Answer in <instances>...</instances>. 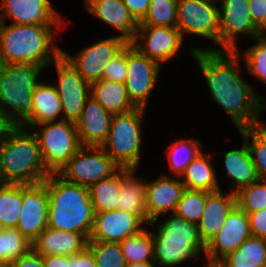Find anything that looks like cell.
Returning <instances> with one entry per match:
<instances>
[{"label": "cell", "mask_w": 266, "mask_h": 267, "mask_svg": "<svg viewBox=\"0 0 266 267\" xmlns=\"http://www.w3.org/2000/svg\"><path fill=\"white\" fill-rule=\"evenodd\" d=\"M194 47L190 53L205 78L210 96L233 120L238 130L261 124L260 96L243 80L236 51Z\"/></svg>", "instance_id": "6da1fadb"}, {"label": "cell", "mask_w": 266, "mask_h": 267, "mask_svg": "<svg viewBox=\"0 0 266 267\" xmlns=\"http://www.w3.org/2000/svg\"><path fill=\"white\" fill-rule=\"evenodd\" d=\"M64 26L0 22V64L24 62L47 68L62 54L53 31Z\"/></svg>", "instance_id": "7a4b0ae2"}, {"label": "cell", "mask_w": 266, "mask_h": 267, "mask_svg": "<svg viewBox=\"0 0 266 267\" xmlns=\"http://www.w3.org/2000/svg\"><path fill=\"white\" fill-rule=\"evenodd\" d=\"M43 182L49 199L48 227L76 232L89 240L95 217L89 188L69 183L57 174H50Z\"/></svg>", "instance_id": "3957f363"}, {"label": "cell", "mask_w": 266, "mask_h": 267, "mask_svg": "<svg viewBox=\"0 0 266 267\" xmlns=\"http://www.w3.org/2000/svg\"><path fill=\"white\" fill-rule=\"evenodd\" d=\"M20 125L0 145V183L36 184L51 173L46 169L36 134Z\"/></svg>", "instance_id": "277c9868"}, {"label": "cell", "mask_w": 266, "mask_h": 267, "mask_svg": "<svg viewBox=\"0 0 266 267\" xmlns=\"http://www.w3.org/2000/svg\"><path fill=\"white\" fill-rule=\"evenodd\" d=\"M43 68L24 62L0 64V109L20 124L33 111L32 95Z\"/></svg>", "instance_id": "5b68a950"}, {"label": "cell", "mask_w": 266, "mask_h": 267, "mask_svg": "<svg viewBox=\"0 0 266 267\" xmlns=\"http://www.w3.org/2000/svg\"><path fill=\"white\" fill-rule=\"evenodd\" d=\"M145 108L113 115L107 139L100 146L120 168L137 169L140 164L142 121Z\"/></svg>", "instance_id": "8992f818"}, {"label": "cell", "mask_w": 266, "mask_h": 267, "mask_svg": "<svg viewBox=\"0 0 266 267\" xmlns=\"http://www.w3.org/2000/svg\"><path fill=\"white\" fill-rule=\"evenodd\" d=\"M41 155L46 169L57 174L82 147L76 124L61 120L35 125Z\"/></svg>", "instance_id": "52a82bcc"}, {"label": "cell", "mask_w": 266, "mask_h": 267, "mask_svg": "<svg viewBox=\"0 0 266 267\" xmlns=\"http://www.w3.org/2000/svg\"><path fill=\"white\" fill-rule=\"evenodd\" d=\"M120 169L100 146H82L57 175L69 183L89 188L100 180L110 178Z\"/></svg>", "instance_id": "ba28073f"}, {"label": "cell", "mask_w": 266, "mask_h": 267, "mask_svg": "<svg viewBox=\"0 0 266 267\" xmlns=\"http://www.w3.org/2000/svg\"><path fill=\"white\" fill-rule=\"evenodd\" d=\"M217 0H177V28L186 34L203 36L220 47V18Z\"/></svg>", "instance_id": "9c48e42d"}, {"label": "cell", "mask_w": 266, "mask_h": 267, "mask_svg": "<svg viewBox=\"0 0 266 267\" xmlns=\"http://www.w3.org/2000/svg\"><path fill=\"white\" fill-rule=\"evenodd\" d=\"M51 65L56 67V91L61 99L63 120L76 122L90 97V83L61 54Z\"/></svg>", "instance_id": "30bf717a"}, {"label": "cell", "mask_w": 266, "mask_h": 267, "mask_svg": "<svg viewBox=\"0 0 266 267\" xmlns=\"http://www.w3.org/2000/svg\"><path fill=\"white\" fill-rule=\"evenodd\" d=\"M126 64L128 96L137 108L146 109L162 65L141 54L131 43L126 45Z\"/></svg>", "instance_id": "8fae6325"}, {"label": "cell", "mask_w": 266, "mask_h": 267, "mask_svg": "<svg viewBox=\"0 0 266 267\" xmlns=\"http://www.w3.org/2000/svg\"><path fill=\"white\" fill-rule=\"evenodd\" d=\"M220 18V48L215 51H236L242 33L253 40L263 33L254 25L249 12V0H217ZM222 47V48H221Z\"/></svg>", "instance_id": "7c38bea8"}, {"label": "cell", "mask_w": 266, "mask_h": 267, "mask_svg": "<svg viewBox=\"0 0 266 267\" xmlns=\"http://www.w3.org/2000/svg\"><path fill=\"white\" fill-rule=\"evenodd\" d=\"M128 43L124 38L116 35L84 47L76 56H71L64 50L62 55L91 84L102 79L105 65Z\"/></svg>", "instance_id": "4fadbf2b"}, {"label": "cell", "mask_w": 266, "mask_h": 267, "mask_svg": "<svg viewBox=\"0 0 266 267\" xmlns=\"http://www.w3.org/2000/svg\"><path fill=\"white\" fill-rule=\"evenodd\" d=\"M183 40L177 27L138 25L135 37L130 43L141 54L162 65L177 55Z\"/></svg>", "instance_id": "5bb4252c"}, {"label": "cell", "mask_w": 266, "mask_h": 267, "mask_svg": "<svg viewBox=\"0 0 266 267\" xmlns=\"http://www.w3.org/2000/svg\"><path fill=\"white\" fill-rule=\"evenodd\" d=\"M251 236L249 215L236 205L228 214L222 228L205 246L206 262L217 264Z\"/></svg>", "instance_id": "9a60e30c"}, {"label": "cell", "mask_w": 266, "mask_h": 267, "mask_svg": "<svg viewBox=\"0 0 266 267\" xmlns=\"http://www.w3.org/2000/svg\"><path fill=\"white\" fill-rule=\"evenodd\" d=\"M48 205L44 182L22 184V210L16 228L31 243L48 227Z\"/></svg>", "instance_id": "2e32d148"}, {"label": "cell", "mask_w": 266, "mask_h": 267, "mask_svg": "<svg viewBox=\"0 0 266 267\" xmlns=\"http://www.w3.org/2000/svg\"><path fill=\"white\" fill-rule=\"evenodd\" d=\"M179 179V180H178ZM185 187L180 177L161 174L153 181H145L147 224L156 226L160 216L174 213Z\"/></svg>", "instance_id": "e0dca14e"}, {"label": "cell", "mask_w": 266, "mask_h": 267, "mask_svg": "<svg viewBox=\"0 0 266 267\" xmlns=\"http://www.w3.org/2000/svg\"><path fill=\"white\" fill-rule=\"evenodd\" d=\"M0 22L20 25H64L50 0H0Z\"/></svg>", "instance_id": "ac0fdd59"}, {"label": "cell", "mask_w": 266, "mask_h": 267, "mask_svg": "<svg viewBox=\"0 0 266 267\" xmlns=\"http://www.w3.org/2000/svg\"><path fill=\"white\" fill-rule=\"evenodd\" d=\"M143 224L138 216L119 209L98 212L95 213L88 241L120 243L142 231Z\"/></svg>", "instance_id": "d6986e66"}, {"label": "cell", "mask_w": 266, "mask_h": 267, "mask_svg": "<svg viewBox=\"0 0 266 267\" xmlns=\"http://www.w3.org/2000/svg\"><path fill=\"white\" fill-rule=\"evenodd\" d=\"M113 114L107 112L93 97L85 102L80 118L75 122L82 146H101L107 139Z\"/></svg>", "instance_id": "ffe728a7"}, {"label": "cell", "mask_w": 266, "mask_h": 267, "mask_svg": "<svg viewBox=\"0 0 266 267\" xmlns=\"http://www.w3.org/2000/svg\"><path fill=\"white\" fill-rule=\"evenodd\" d=\"M236 206V193L208 192L202 217L197 223L200 239L206 246L222 228L228 214Z\"/></svg>", "instance_id": "44dd1931"}, {"label": "cell", "mask_w": 266, "mask_h": 267, "mask_svg": "<svg viewBox=\"0 0 266 267\" xmlns=\"http://www.w3.org/2000/svg\"><path fill=\"white\" fill-rule=\"evenodd\" d=\"M89 13L120 32V37L131 42L138 29V23L131 16L122 0H85Z\"/></svg>", "instance_id": "7402d4cb"}, {"label": "cell", "mask_w": 266, "mask_h": 267, "mask_svg": "<svg viewBox=\"0 0 266 267\" xmlns=\"http://www.w3.org/2000/svg\"><path fill=\"white\" fill-rule=\"evenodd\" d=\"M87 242L82 234L47 227L31 246L32 250L41 256L56 254L72 256L81 252L87 246Z\"/></svg>", "instance_id": "603a6c76"}, {"label": "cell", "mask_w": 266, "mask_h": 267, "mask_svg": "<svg viewBox=\"0 0 266 267\" xmlns=\"http://www.w3.org/2000/svg\"><path fill=\"white\" fill-rule=\"evenodd\" d=\"M154 262L158 267H176L205 253L202 240L153 238Z\"/></svg>", "instance_id": "cb8c5ba5"}, {"label": "cell", "mask_w": 266, "mask_h": 267, "mask_svg": "<svg viewBox=\"0 0 266 267\" xmlns=\"http://www.w3.org/2000/svg\"><path fill=\"white\" fill-rule=\"evenodd\" d=\"M32 103V113L20 125L33 130L35 125L63 120L61 99L54 84L40 82L33 91Z\"/></svg>", "instance_id": "d4e9b609"}, {"label": "cell", "mask_w": 266, "mask_h": 267, "mask_svg": "<svg viewBox=\"0 0 266 267\" xmlns=\"http://www.w3.org/2000/svg\"><path fill=\"white\" fill-rule=\"evenodd\" d=\"M242 139L243 146L241 148L232 149L226 153L217 152L224 156V167L228 174L230 188L233 187L231 189L233 193H237L240 189L250 186L260 179L247 142L244 138Z\"/></svg>", "instance_id": "484cf974"}, {"label": "cell", "mask_w": 266, "mask_h": 267, "mask_svg": "<svg viewBox=\"0 0 266 267\" xmlns=\"http://www.w3.org/2000/svg\"><path fill=\"white\" fill-rule=\"evenodd\" d=\"M90 96L113 115L128 113L137 108L128 96L125 83L105 79L95 81L90 84Z\"/></svg>", "instance_id": "4316f807"}, {"label": "cell", "mask_w": 266, "mask_h": 267, "mask_svg": "<svg viewBox=\"0 0 266 267\" xmlns=\"http://www.w3.org/2000/svg\"><path fill=\"white\" fill-rule=\"evenodd\" d=\"M135 170L122 168L119 210L132 213L147 223L145 181L135 177Z\"/></svg>", "instance_id": "83f0119b"}, {"label": "cell", "mask_w": 266, "mask_h": 267, "mask_svg": "<svg viewBox=\"0 0 266 267\" xmlns=\"http://www.w3.org/2000/svg\"><path fill=\"white\" fill-rule=\"evenodd\" d=\"M210 153L201 152L180 176L186 189L215 192L221 189Z\"/></svg>", "instance_id": "f1b7e54d"}, {"label": "cell", "mask_w": 266, "mask_h": 267, "mask_svg": "<svg viewBox=\"0 0 266 267\" xmlns=\"http://www.w3.org/2000/svg\"><path fill=\"white\" fill-rule=\"evenodd\" d=\"M220 267H260L266 264V238L251 236L218 263Z\"/></svg>", "instance_id": "f546056e"}, {"label": "cell", "mask_w": 266, "mask_h": 267, "mask_svg": "<svg viewBox=\"0 0 266 267\" xmlns=\"http://www.w3.org/2000/svg\"><path fill=\"white\" fill-rule=\"evenodd\" d=\"M121 183L122 168L110 178L100 180L89 187L95 213L119 209Z\"/></svg>", "instance_id": "4dcf8cb0"}, {"label": "cell", "mask_w": 266, "mask_h": 267, "mask_svg": "<svg viewBox=\"0 0 266 267\" xmlns=\"http://www.w3.org/2000/svg\"><path fill=\"white\" fill-rule=\"evenodd\" d=\"M22 210V184L0 183V224L16 228Z\"/></svg>", "instance_id": "1f68e13d"}, {"label": "cell", "mask_w": 266, "mask_h": 267, "mask_svg": "<svg viewBox=\"0 0 266 267\" xmlns=\"http://www.w3.org/2000/svg\"><path fill=\"white\" fill-rule=\"evenodd\" d=\"M119 244L127 264L154 261L152 231L149 232L145 227Z\"/></svg>", "instance_id": "d6a6232c"}, {"label": "cell", "mask_w": 266, "mask_h": 267, "mask_svg": "<svg viewBox=\"0 0 266 267\" xmlns=\"http://www.w3.org/2000/svg\"><path fill=\"white\" fill-rule=\"evenodd\" d=\"M202 143L197 139H180L167 146L170 170L180 177L186 167L202 152L199 148Z\"/></svg>", "instance_id": "836d02e7"}, {"label": "cell", "mask_w": 266, "mask_h": 267, "mask_svg": "<svg viewBox=\"0 0 266 267\" xmlns=\"http://www.w3.org/2000/svg\"><path fill=\"white\" fill-rule=\"evenodd\" d=\"M266 124L238 130L247 142L252 161L260 178L266 179ZM251 138V139H250ZM251 140V141H250Z\"/></svg>", "instance_id": "e575fe53"}, {"label": "cell", "mask_w": 266, "mask_h": 267, "mask_svg": "<svg viewBox=\"0 0 266 267\" xmlns=\"http://www.w3.org/2000/svg\"><path fill=\"white\" fill-rule=\"evenodd\" d=\"M152 238L201 240L197 224L186 221L174 213L169 214L168 219L161 222L157 229L155 228Z\"/></svg>", "instance_id": "d590c367"}, {"label": "cell", "mask_w": 266, "mask_h": 267, "mask_svg": "<svg viewBox=\"0 0 266 267\" xmlns=\"http://www.w3.org/2000/svg\"><path fill=\"white\" fill-rule=\"evenodd\" d=\"M32 249L29 241L17 228H5L0 232V260L6 264Z\"/></svg>", "instance_id": "8d00e7d4"}, {"label": "cell", "mask_w": 266, "mask_h": 267, "mask_svg": "<svg viewBox=\"0 0 266 267\" xmlns=\"http://www.w3.org/2000/svg\"><path fill=\"white\" fill-rule=\"evenodd\" d=\"M139 25L177 27V0H151Z\"/></svg>", "instance_id": "74e56055"}, {"label": "cell", "mask_w": 266, "mask_h": 267, "mask_svg": "<svg viewBox=\"0 0 266 267\" xmlns=\"http://www.w3.org/2000/svg\"><path fill=\"white\" fill-rule=\"evenodd\" d=\"M254 40L256 43L244 50L243 54L240 53V48L236 52L245 61L249 75L251 74L262 83H266V34H262Z\"/></svg>", "instance_id": "f35d334b"}, {"label": "cell", "mask_w": 266, "mask_h": 267, "mask_svg": "<svg viewBox=\"0 0 266 267\" xmlns=\"http://www.w3.org/2000/svg\"><path fill=\"white\" fill-rule=\"evenodd\" d=\"M208 192L184 189L174 214L197 224L202 217Z\"/></svg>", "instance_id": "ab89813d"}, {"label": "cell", "mask_w": 266, "mask_h": 267, "mask_svg": "<svg viewBox=\"0 0 266 267\" xmlns=\"http://www.w3.org/2000/svg\"><path fill=\"white\" fill-rule=\"evenodd\" d=\"M236 205L247 214L266 208V179L260 178L236 193Z\"/></svg>", "instance_id": "60d3db41"}, {"label": "cell", "mask_w": 266, "mask_h": 267, "mask_svg": "<svg viewBox=\"0 0 266 267\" xmlns=\"http://www.w3.org/2000/svg\"><path fill=\"white\" fill-rule=\"evenodd\" d=\"M87 246L94 254L96 267H126L127 263L119 243L88 241Z\"/></svg>", "instance_id": "b9f144b4"}, {"label": "cell", "mask_w": 266, "mask_h": 267, "mask_svg": "<svg viewBox=\"0 0 266 267\" xmlns=\"http://www.w3.org/2000/svg\"><path fill=\"white\" fill-rule=\"evenodd\" d=\"M127 78L126 46L105 65L102 79L125 83Z\"/></svg>", "instance_id": "7bdbcfd3"}, {"label": "cell", "mask_w": 266, "mask_h": 267, "mask_svg": "<svg viewBox=\"0 0 266 267\" xmlns=\"http://www.w3.org/2000/svg\"><path fill=\"white\" fill-rule=\"evenodd\" d=\"M249 12L254 25L266 34V2L265 0H249Z\"/></svg>", "instance_id": "ee69618b"}, {"label": "cell", "mask_w": 266, "mask_h": 267, "mask_svg": "<svg viewBox=\"0 0 266 267\" xmlns=\"http://www.w3.org/2000/svg\"><path fill=\"white\" fill-rule=\"evenodd\" d=\"M248 215L252 236L266 238V208Z\"/></svg>", "instance_id": "f6af8a7d"}, {"label": "cell", "mask_w": 266, "mask_h": 267, "mask_svg": "<svg viewBox=\"0 0 266 267\" xmlns=\"http://www.w3.org/2000/svg\"><path fill=\"white\" fill-rule=\"evenodd\" d=\"M68 267H96L92 250L86 246L78 254L68 256Z\"/></svg>", "instance_id": "bcb514c9"}, {"label": "cell", "mask_w": 266, "mask_h": 267, "mask_svg": "<svg viewBox=\"0 0 266 267\" xmlns=\"http://www.w3.org/2000/svg\"><path fill=\"white\" fill-rule=\"evenodd\" d=\"M151 0H122L131 16L139 24L146 16Z\"/></svg>", "instance_id": "7dc6e473"}, {"label": "cell", "mask_w": 266, "mask_h": 267, "mask_svg": "<svg viewBox=\"0 0 266 267\" xmlns=\"http://www.w3.org/2000/svg\"><path fill=\"white\" fill-rule=\"evenodd\" d=\"M19 126H20V123L13 116L2 112L0 109V145Z\"/></svg>", "instance_id": "c3c4849f"}, {"label": "cell", "mask_w": 266, "mask_h": 267, "mask_svg": "<svg viewBox=\"0 0 266 267\" xmlns=\"http://www.w3.org/2000/svg\"><path fill=\"white\" fill-rule=\"evenodd\" d=\"M7 267H43L42 256L31 249L22 257L9 262Z\"/></svg>", "instance_id": "681fc988"}, {"label": "cell", "mask_w": 266, "mask_h": 267, "mask_svg": "<svg viewBox=\"0 0 266 267\" xmlns=\"http://www.w3.org/2000/svg\"><path fill=\"white\" fill-rule=\"evenodd\" d=\"M43 267H68V256L46 255L42 256Z\"/></svg>", "instance_id": "f907efd6"}, {"label": "cell", "mask_w": 266, "mask_h": 267, "mask_svg": "<svg viewBox=\"0 0 266 267\" xmlns=\"http://www.w3.org/2000/svg\"><path fill=\"white\" fill-rule=\"evenodd\" d=\"M126 267H158L154 261L136 262L127 264Z\"/></svg>", "instance_id": "816d5d0a"}, {"label": "cell", "mask_w": 266, "mask_h": 267, "mask_svg": "<svg viewBox=\"0 0 266 267\" xmlns=\"http://www.w3.org/2000/svg\"><path fill=\"white\" fill-rule=\"evenodd\" d=\"M263 109L266 110V99L260 96V112H262Z\"/></svg>", "instance_id": "f5cc1de1"}, {"label": "cell", "mask_w": 266, "mask_h": 267, "mask_svg": "<svg viewBox=\"0 0 266 267\" xmlns=\"http://www.w3.org/2000/svg\"><path fill=\"white\" fill-rule=\"evenodd\" d=\"M204 267H220L218 264H209L207 263L206 265H204Z\"/></svg>", "instance_id": "db71d44e"}, {"label": "cell", "mask_w": 266, "mask_h": 267, "mask_svg": "<svg viewBox=\"0 0 266 267\" xmlns=\"http://www.w3.org/2000/svg\"><path fill=\"white\" fill-rule=\"evenodd\" d=\"M0 267H7V264L4 261L0 260Z\"/></svg>", "instance_id": "11a10c76"}]
</instances>
